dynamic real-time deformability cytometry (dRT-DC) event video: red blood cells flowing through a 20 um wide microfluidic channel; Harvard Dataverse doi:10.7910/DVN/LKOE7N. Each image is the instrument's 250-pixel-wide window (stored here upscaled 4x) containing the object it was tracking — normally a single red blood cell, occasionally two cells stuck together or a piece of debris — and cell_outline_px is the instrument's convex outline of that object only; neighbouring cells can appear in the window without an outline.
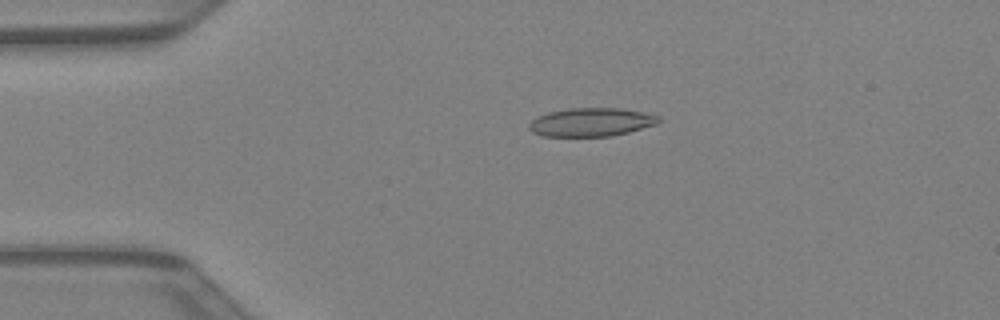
{"species": "Egyptian fruit bat (a non-hibernating species)", "species_latin": "Rousettus aegyptiacus", "temperature_condition": "warm", "stored_images_in_passage": 42, "camera_frame_rate_fps": 3000, "um_per_image_px": 0.085, "animal": {"sex": "female"}, "frame": {"image": 1, "passage_image": 9, "time_ms": 2.667, "image_size_px": [1000, 320], "cell_outline_px": [[660, 120], [656, 124], [628, 132], [612, 136], [544, 136], [532, 132], [528, 128], [528, 124], [532, 120], [548, 112], [572, 108], [620, 108], [660, 116]], "centroid_in_image_um": [50.24, 10.39], "position_along_channel_um": 34.8, "area_um2": 21.27}}
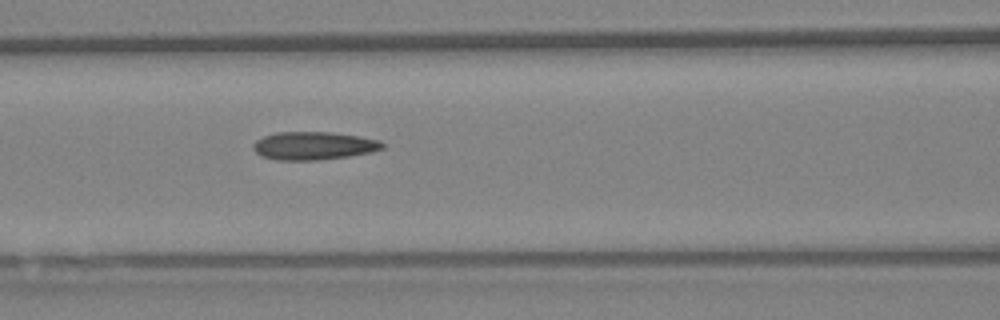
{"frame": {"image": 2, "passage_image": 18, "time_ms": 5.667, "image_size_px": [1000, 320], "cell_outline_px": [[384, 148], [368, 152], [348, 156], [316, 160], [276, 160], [260, 156], [252, 148], [252, 144], [256, 140], [264, 136], [276, 132], [328, 132], [356, 136], [380, 140], [384, 144]], "centroid_in_image_um": [26.6, 12.39], "position_along_channel_um": 140.0, "area_um2": 20.98}}
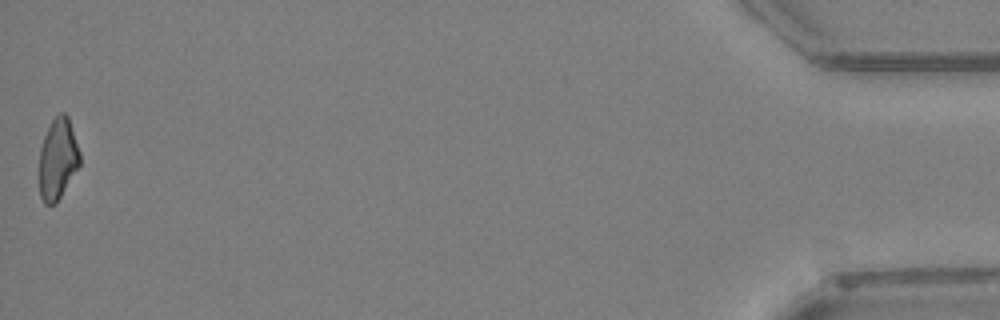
{"frame": {"image": 3, "passage_image": 42, "time_ms": 13.667, "image_size_px": [1000, 320], "cell_outline_px": [[80, 164], [56, 204], [44, 204], [40, 196], [40, 148], [44, 136], [52, 120], [60, 112], [64, 112], [68, 116], [80, 152]], "centroid_in_image_um": [4.92, 13.51], "position_along_channel_um": 430.3, "area_um2": 19.02}}